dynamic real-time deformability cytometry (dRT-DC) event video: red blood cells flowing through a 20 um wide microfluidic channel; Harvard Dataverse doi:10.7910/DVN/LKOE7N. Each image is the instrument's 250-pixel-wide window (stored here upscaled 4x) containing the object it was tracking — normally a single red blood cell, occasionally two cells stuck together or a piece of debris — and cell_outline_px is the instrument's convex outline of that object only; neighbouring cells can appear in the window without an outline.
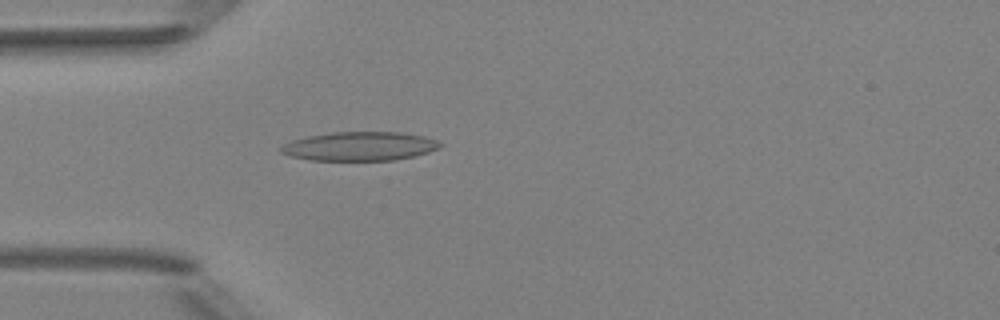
{"species": "Egyptian fruit bat (a non-hibernating species)", "species_latin": "Rousettus aegyptiacus", "temperature_condition": "room temperature", "stored_images_in_passage": 5, "camera_frame_rate_fps": 3000, "um_per_image_px": 0.085, "animal": {"sex": "female"}, "frame": {"image": 1, "passage_image": 5, "time_ms": 4.667, "image_size_px": [1000, 320], "cell_outline_px": [[444, 144], [440, 148], [428, 152], [396, 160], [312, 160], [292, 156], [280, 152], [280, 148], [284, 144], [292, 140], [308, 136], [332, 132], [400, 132], [424, 136], [436, 140]], "centroid_in_image_um": [30.6, 12.43], "position_along_channel_um": 54.4, "area_um2": 26.7}}